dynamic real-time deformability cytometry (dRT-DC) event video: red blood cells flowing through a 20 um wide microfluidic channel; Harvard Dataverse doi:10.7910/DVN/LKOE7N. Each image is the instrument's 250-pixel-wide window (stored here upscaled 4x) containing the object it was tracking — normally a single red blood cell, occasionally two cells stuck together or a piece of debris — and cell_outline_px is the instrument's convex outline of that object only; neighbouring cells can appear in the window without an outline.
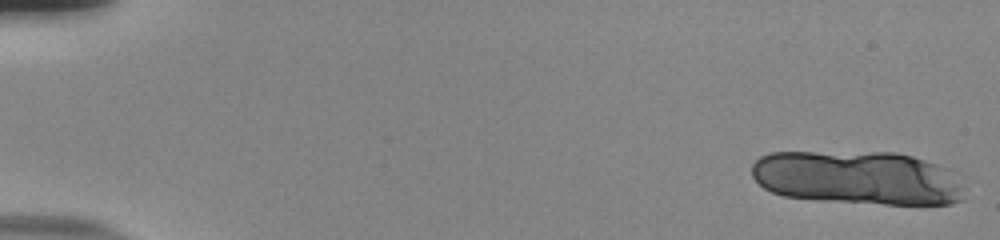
{"species": "human", "species_latin": "Homo sapiens", "temperature_condition": "room temperature", "stored_images_in_passage": 16, "camera_frame_rate_fps": 3000, "um_per_image_px": 0.085, "donor": {"sex": "male"}, "frame": {"image": 1, "passage_image": 1, "time_ms": 0.0, "image_size_px": [1000, 240], "cell_outline_px": [[964, 200], [952, 204], [884, 204], [824, 200], [784, 196], [772, 192], [764, 188], [752, 176], [752, 164], [760, 156], [772, 152], [896, 152], [912, 156], [948, 168], [964, 188]], "centroid_in_image_um": [72.91, 15.11], "position_along_channel_um": 12.1, "area_um2": 66.82}}